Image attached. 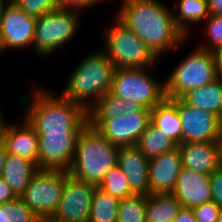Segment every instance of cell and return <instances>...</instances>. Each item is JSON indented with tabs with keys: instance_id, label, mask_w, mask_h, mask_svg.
Wrapping results in <instances>:
<instances>
[{
	"instance_id": "1",
	"label": "cell",
	"mask_w": 222,
	"mask_h": 222,
	"mask_svg": "<svg viewBox=\"0 0 222 222\" xmlns=\"http://www.w3.org/2000/svg\"><path fill=\"white\" fill-rule=\"evenodd\" d=\"M119 7L116 19L142 40L159 60L188 39L176 26L173 11L159 0H122Z\"/></svg>"
},
{
	"instance_id": "2",
	"label": "cell",
	"mask_w": 222,
	"mask_h": 222,
	"mask_svg": "<svg viewBox=\"0 0 222 222\" xmlns=\"http://www.w3.org/2000/svg\"><path fill=\"white\" fill-rule=\"evenodd\" d=\"M23 114L37 134H80L88 124L87 111L60 94L36 87L20 96Z\"/></svg>"
},
{
	"instance_id": "3",
	"label": "cell",
	"mask_w": 222,
	"mask_h": 222,
	"mask_svg": "<svg viewBox=\"0 0 222 222\" xmlns=\"http://www.w3.org/2000/svg\"><path fill=\"white\" fill-rule=\"evenodd\" d=\"M114 71L108 56L101 49L95 50L77 62L59 94L87 111L110 92Z\"/></svg>"
},
{
	"instance_id": "4",
	"label": "cell",
	"mask_w": 222,
	"mask_h": 222,
	"mask_svg": "<svg viewBox=\"0 0 222 222\" xmlns=\"http://www.w3.org/2000/svg\"><path fill=\"white\" fill-rule=\"evenodd\" d=\"M119 147L110 143L87 124L78 136L69 174L98 187L105 175L117 165Z\"/></svg>"
},
{
	"instance_id": "5",
	"label": "cell",
	"mask_w": 222,
	"mask_h": 222,
	"mask_svg": "<svg viewBox=\"0 0 222 222\" xmlns=\"http://www.w3.org/2000/svg\"><path fill=\"white\" fill-rule=\"evenodd\" d=\"M216 79L213 53L196 46L164 80L165 97L181 98L190 90L208 85Z\"/></svg>"
},
{
	"instance_id": "6",
	"label": "cell",
	"mask_w": 222,
	"mask_h": 222,
	"mask_svg": "<svg viewBox=\"0 0 222 222\" xmlns=\"http://www.w3.org/2000/svg\"><path fill=\"white\" fill-rule=\"evenodd\" d=\"M105 29L101 50L115 68H153L158 63L159 59L144 42L116 18Z\"/></svg>"
},
{
	"instance_id": "7",
	"label": "cell",
	"mask_w": 222,
	"mask_h": 222,
	"mask_svg": "<svg viewBox=\"0 0 222 222\" xmlns=\"http://www.w3.org/2000/svg\"><path fill=\"white\" fill-rule=\"evenodd\" d=\"M81 13L57 8L36 19L33 51L40 58L49 57L76 37L81 25Z\"/></svg>"
},
{
	"instance_id": "8",
	"label": "cell",
	"mask_w": 222,
	"mask_h": 222,
	"mask_svg": "<svg viewBox=\"0 0 222 222\" xmlns=\"http://www.w3.org/2000/svg\"><path fill=\"white\" fill-rule=\"evenodd\" d=\"M149 68H115L110 93L135 107L153 109L164 98V81L148 73Z\"/></svg>"
},
{
	"instance_id": "9",
	"label": "cell",
	"mask_w": 222,
	"mask_h": 222,
	"mask_svg": "<svg viewBox=\"0 0 222 222\" xmlns=\"http://www.w3.org/2000/svg\"><path fill=\"white\" fill-rule=\"evenodd\" d=\"M67 179L68 171L40 169L20 198L38 217L53 216Z\"/></svg>"
},
{
	"instance_id": "10",
	"label": "cell",
	"mask_w": 222,
	"mask_h": 222,
	"mask_svg": "<svg viewBox=\"0 0 222 222\" xmlns=\"http://www.w3.org/2000/svg\"><path fill=\"white\" fill-rule=\"evenodd\" d=\"M151 122V110L132 107L118 118L104 120L96 130L117 147L134 146Z\"/></svg>"
},
{
	"instance_id": "11",
	"label": "cell",
	"mask_w": 222,
	"mask_h": 222,
	"mask_svg": "<svg viewBox=\"0 0 222 222\" xmlns=\"http://www.w3.org/2000/svg\"><path fill=\"white\" fill-rule=\"evenodd\" d=\"M36 19L11 1L0 17L3 52L8 49H33Z\"/></svg>"
},
{
	"instance_id": "12",
	"label": "cell",
	"mask_w": 222,
	"mask_h": 222,
	"mask_svg": "<svg viewBox=\"0 0 222 222\" xmlns=\"http://www.w3.org/2000/svg\"><path fill=\"white\" fill-rule=\"evenodd\" d=\"M176 105L182 124L181 144L218 142L219 118L201 108L186 104L181 98L171 99Z\"/></svg>"
},
{
	"instance_id": "13",
	"label": "cell",
	"mask_w": 222,
	"mask_h": 222,
	"mask_svg": "<svg viewBox=\"0 0 222 222\" xmlns=\"http://www.w3.org/2000/svg\"><path fill=\"white\" fill-rule=\"evenodd\" d=\"M95 187L73 178L68 172L61 200L52 217L62 222H89Z\"/></svg>"
},
{
	"instance_id": "14",
	"label": "cell",
	"mask_w": 222,
	"mask_h": 222,
	"mask_svg": "<svg viewBox=\"0 0 222 222\" xmlns=\"http://www.w3.org/2000/svg\"><path fill=\"white\" fill-rule=\"evenodd\" d=\"M39 169L69 171L79 134H37Z\"/></svg>"
},
{
	"instance_id": "15",
	"label": "cell",
	"mask_w": 222,
	"mask_h": 222,
	"mask_svg": "<svg viewBox=\"0 0 222 222\" xmlns=\"http://www.w3.org/2000/svg\"><path fill=\"white\" fill-rule=\"evenodd\" d=\"M179 148L149 159V195L172 193L182 169Z\"/></svg>"
},
{
	"instance_id": "16",
	"label": "cell",
	"mask_w": 222,
	"mask_h": 222,
	"mask_svg": "<svg viewBox=\"0 0 222 222\" xmlns=\"http://www.w3.org/2000/svg\"><path fill=\"white\" fill-rule=\"evenodd\" d=\"M18 124L6 125L3 134V144L7 154L18 155L39 163V141L34 127L23 116Z\"/></svg>"
},
{
	"instance_id": "17",
	"label": "cell",
	"mask_w": 222,
	"mask_h": 222,
	"mask_svg": "<svg viewBox=\"0 0 222 222\" xmlns=\"http://www.w3.org/2000/svg\"><path fill=\"white\" fill-rule=\"evenodd\" d=\"M117 165L134 194L149 196V159L135 145L119 147Z\"/></svg>"
},
{
	"instance_id": "18",
	"label": "cell",
	"mask_w": 222,
	"mask_h": 222,
	"mask_svg": "<svg viewBox=\"0 0 222 222\" xmlns=\"http://www.w3.org/2000/svg\"><path fill=\"white\" fill-rule=\"evenodd\" d=\"M210 175L196 173L183 168L172 194L180 202L181 207L194 208L212 201Z\"/></svg>"
},
{
	"instance_id": "19",
	"label": "cell",
	"mask_w": 222,
	"mask_h": 222,
	"mask_svg": "<svg viewBox=\"0 0 222 222\" xmlns=\"http://www.w3.org/2000/svg\"><path fill=\"white\" fill-rule=\"evenodd\" d=\"M183 168L211 175L220 168L218 142H190L178 145Z\"/></svg>"
},
{
	"instance_id": "20",
	"label": "cell",
	"mask_w": 222,
	"mask_h": 222,
	"mask_svg": "<svg viewBox=\"0 0 222 222\" xmlns=\"http://www.w3.org/2000/svg\"><path fill=\"white\" fill-rule=\"evenodd\" d=\"M39 170L38 165L27 158L7 154L1 178L20 197Z\"/></svg>"
},
{
	"instance_id": "21",
	"label": "cell",
	"mask_w": 222,
	"mask_h": 222,
	"mask_svg": "<svg viewBox=\"0 0 222 222\" xmlns=\"http://www.w3.org/2000/svg\"><path fill=\"white\" fill-rule=\"evenodd\" d=\"M151 123L178 145L181 144L182 124L177 105L171 99L165 97L151 109Z\"/></svg>"
},
{
	"instance_id": "22",
	"label": "cell",
	"mask_w": 222,
	"mask_h": 222,
	"mask_svg": "<svg viewBox=\"0 0 222 222\" xmlns=\"http://www.w3.org/2000/svg\"><path fill=\"white\" fill-rule=\"evenodd\" d=\"M181 99L188 105L204 109L219 119L222 117V81L214 82L203 87L190 90Z\"/></svg>"
},
{
	"instance_id": "23",
	"label": "cell",
	"mask_w": 222,
	"mask_h": 222,
	"mask_svg": "<svg viewBox=\"0 0 222 222\" xmlns=\"http://www.w3.org/2000/svg\"><path fill=\"white\" fill-rule=\"evenodd\" d=\"M132 107L130 102L108 92L87 110L88 124L96 129L104 120L118 118Z\"/></svg>"
},
{
	"instance_id": "24",
	"label": "cell",
	"mask_w": 222,
	"mask_h": 222,
	"mask_svg": "<svg viewBox=\"0 0 222 222\" xmlns=\"http://www.w3.org/2000/svg\"><path fill=\"white\" fill-rule=\"evenodd\" d=\"M176 7L179 11L178 13L173 12L176 26L187 38L192 29L190 25L201 21L204 22L210 15L208 0H179V3L174 5V8Z\"/></svg>"
},
{
	"instance_id": "25",
	"label": "cell",
	"mask_w": 222,
	"mask_h": 222,
	"mask_svg": "<svg viewBox=\"0 0 222 222\" xmlns=\"http://www.w3.org/2000/svg\"><path fill=\"white\" fill-rule=\"evenodd\" d=\"M180 208L172 193L150 194L146 204L147 222H173Z\"/></svg>"
},
{
	"instance_id": "26",
	"label": "cell",
	"mask_w": 222,
	"mask_h": 222,
	"mask_svg": "<svg viewBox=\"0 0 222 222\" xmlns=\"http://www.w3.org/2000/svg\"><path fill=\"white\" fill-rule=\"evenodd\" d=\"M135 146L147 159H150L177 148L178 144L150 122Z\"/></svg>"
},
{
	"instance_id": "27",
	"label": "cell",
	"mask_w": 222,
	"mask_h": 222,
	"mask_svg": "<svg viewBox=\"0 0 222 222\" xmlns=\"http://www.w3.org/2000/svg\"><path fill=\"white\" fill-rule=\"evenodd\" d=\"M120 199L95 187L89 222H117Z\"/></svg>"
},
{
	"instance_id": "28",
	"label": "cell",
	"mask_w": 222,
	"mask_h": 222,
	"mask_svg": "<svg viewBox=\"0 0 222 222\" xmlns=\"http://www.w3.org/2000/svg\"><path fill=\"white\" fill-rule=\"evenodd\" d=\"M147 196L134 194L119 203L117 222H147Z\"/></svg>"
},
{
	"instance_id": "29",
	"label": "cell",
	"mask_w": 222,
	"mask_h": 222,
	"mask_svg": "<svg viewBox=\"0 0 222 222\" xmlns=\"http://www.w3.org/2000/svg\"><path fill=\"white\" fill-rule=\"evenodd\" d=\"M104 192L122 200L134 195L131 191L126 176L118 165L114 166L104 177L98 186Z\"/></svg>"
},
{
	"instance_id": "30",
	"label": "cell",
	"mask_w": 222,
	"mask_h": 222,
	"mask_svg": "<svg viewBox=\"0 0 222 222\" xmlns=\"http://www.w3.org/2000/svg\"><path fill=\"white\" fill-rule=\"evenodd\" d=\"M204 23L209 41L199 43L198 47L211 52L222 48V15L210 14Z\"/></svg>"
},
{
	"instance_id": "31",
	"label": "cell",
	"mask_w": 222,
	"mask_h": 222,
	"mask_svg": "<svg viewBox=\"0 0 222 222\" xmlns=\"http://www.w3.org/2000/svg\"><path fill=\"white\" fill-rule=\"evenodd\" d=\"M8 222H37V214L20 197L7 202Z\"/></svg>"
},
{
	"instance_id": "32",
	"label": "cell",
	"mask_w": 222,
	"mask_h": 222,
	"mask_svg": "<svg viewBox=\"0 0 222 222\" xmlns=\"http://www.w3.org/2000/svg\"><path fill=\"white\" fill-rule=\"evenodd\" d=\"M30 16L38 18L57 9L55 0H11Z\"/></svg>"
},
{
	"instance_id": "33",
	"label": "cell",
	"mask_w": 222,
	"mask_h": 222,
	"mask_svg": "<svg viewBox=\"0 0 222 222\" xmlns=\"http://www.w3.org/2000/svg\"><path fill=\"white\" fill-rule=\"evenodd\" d=\"M220 206L213 201L192 208L198 222H217Z\"/></svg>"
},
{
	"instance_id": "34",
	"label": "cell",
	"mask_w": 222,
	"mask_h": 222,
	"mask_svg": "<svg viewBox=\"0 0 222 222\" xmlns=\"http://www.w3.org/2000/svg\"><path fill=\"white\" fill-rule=\"evenodd\" d=\"M209 181L212 201L222 207V168H218L213 172Z\"/></svg>"
},
{
	"instance_id": "35",
	"label": "cell",
	"mask_w": 222,
	"mask_h": 222,
	"mask_svg": "<svg viewBox=\"0 0 222 222\" xmlns=\"http://www.w3.org/2000/svg\"><path fill=\"white\" fill-rule=\"evenodd\" d=\"M57 8L75 10L82 12L85 8L93 7L94 5L103 2L104 0H55ZM82 10V11H81Z\"/></svg>"
},
{
	"instance_id": "36",
	"label": "cell",
	"mask_w": 222,
	"mask_h": 222,
	"mask_svg": "<svg viewBox=\"0 0 222 222\" xmlns=\"http://www.w3.org/2000/svg\"><path fill=\"white\" fill-rule=\"evenodd\" d=\"M11 187L0 177V204L16 199Z\"/></svg>"
},
{
	"instance_id": "37",
	"label": "cell",
	"mask_w": 222,
	"mask_h": 222,
	"mask_svg": "<svg viewBox=\"0 0 222 222\" xmlns=\"http://www.w3.org/2000/svg\"><path fill=\"white\" fill-rule=\"evenodd\" d=\"M173 222H198L192 208L181 207Z\"/></svg>"
},
{
	"instance_id": "38",
	"label": "cell",
	"mask_w": 222,
	"mask_h": 222,
	"mask_svg": "<svg viewBox=\"0 0 222 222\" xmlns=\"http://www.w3.org/2000/svg\"><path fill=\"white\" fill-rule=\"evenodd\" d=\"M213 53L216 68V77L222 81V48L215 50Z\"/></svg>"
},
{
	"instance_id": "39",
	"label": "cell",
	"mask_w": 222,
	"mask_h": 222,
	"mask_svg": "<svg viewBox=\"0 0 222 222\" xmlns=\"http://www.w3.org/2000/svg\"><path fill=\"white\" fill-rule=\"evenodd\" d=\"M210 14L222 15V0H208Z\"/></svg>"
},
{
	"instance_id": "40",
	"label": "cell",
	"mask_w": 222,
	"mask_h": 222,
	"mask_svg": "<svg viewBox=\"0 0 222 222\" xmlns=\"http://www.w3.org/2000/svg\"><path fill=\"white\" fill-rule=\"evenodd\" d=\"M7 158V152L3 143L0 144V177L3 173V167Z\"/></svg>"
},
{
	"instance_id": "41",
	"label": "cell",
	"mask_w": 222,
	"mask_h": 222,
	"mask_svg": "<svg viewBox=\"0 0 222 222\" xmlns=\"http://www.w3.org/2000/svg\"><path fill=\"white\" fill-rule=\"evenodd\" d=\"M0 222H8L7 202L0 204Z\"/></svg>"
},
{
	"instance_id": "42",
	"label": "cell",
	"mask_w": 222,
	"mask_h": 222,
	"mask_svg": "<svg viewBox=\"0 0 222 222\" xmlns=\"http://www.w3.org/2000/svg\"><path fill=\"white\" fill-rule=\"evenodd\" d=\"M8 123H6L4 121V118H3V115L0 117V144L3 142V134H4V131H5V128H6V125Z\"/></svg>"
},
{
	"instance_id": "43",
	"label": "cell",
	"mask_w": 222,
	"mask_h": 222,
	"mask_svg": "<svg viewBox=\"0 0 222 222\" xmlns=\"http://www.w3.org/2000/svg\"><path fill=\"white\" fill-rule=\"evenodd\" d=\"M37 222H62V221H59L53 218L52 216H49V217H39L37 219Z\"/></svg>"
},
{
	"instance_id": "44",
	"label": "cell",
	"mask_w": 222,
	"mask_h": 222,
	"mask_svg": "<svg viewBox=\"0 0 222 222\" xmlns=\"http://www.w3.org/2000/svg\"><path fill=\"white\" fill-rule=\"evenodd\" d=\"M11 0H0V17Z\"/></svg>"
},
{
	"instance_id": "45",
	"label": "cell",
	"mask_w": 222,
	"mask_h": 222,
	"mask_svg": "<svg viewBox=\"0 0 222 222\" xmlns=\"http://www.w3.org/2000/svg\"><path fill=\"white\" fill-rule=\"evenodd\" d=\"M219 145H222V117L219 119Z\"/></svg>"
},
{
	"instance_id": "46",
	"label": "cell",
	"mask_w": 222,
	"mask_h": 222,
	"mask_svg": "<svg viewBox=\"0 0 222 222\" xmlns=\"http://www.w3.org/2000/svg\"><path fill=\"white\" fill-rule=\"evenodd\" d=\"M217 222H222V207L220 208V211H219V214H218Z\"/></svg>"
},
{
	"instance_id": "47",
	"label": "cell",
	"mask_w": 222,
	"mask_h": 222,
	"mask_svg": "<svg viewBox=\"0 0 222 222\" xmlns=\"http://www.w3.org/2000/svg\"><path fill=\"white\" fill-rule=\"evenodd\" d=\"M220 147V168H222V145H219Z\"/></svg>"
},
{
	"instance_id": "48",
	"label": "cell",
	"mask_w": 222,
	"mask_h": 222,
	"mask_svg": "<svg viewBox=\"0 0 222 222\" xmlns=\"http://www.w3.org/2000/svg\"><path fill=\"white\" fill-rule=\"evenodd\" d=\"M3 52V46H2V43H1V32H0V53Z\"/></svg>"
},
{
	"instance_id": "49",
	"label": "cell",
	"mask_w": 222,
	"mask_h": 222,
	"mask_svg": "<svg viewBox=\"0 0 222 222\" xmlns=\"http://www.w3.org/2000/svg\"><path fill=\"white\" fill-rule=\"evenodd\" d=\"M3 115L2 111H1V108H0V117Z\"/></svg>"
}]
</instances>
